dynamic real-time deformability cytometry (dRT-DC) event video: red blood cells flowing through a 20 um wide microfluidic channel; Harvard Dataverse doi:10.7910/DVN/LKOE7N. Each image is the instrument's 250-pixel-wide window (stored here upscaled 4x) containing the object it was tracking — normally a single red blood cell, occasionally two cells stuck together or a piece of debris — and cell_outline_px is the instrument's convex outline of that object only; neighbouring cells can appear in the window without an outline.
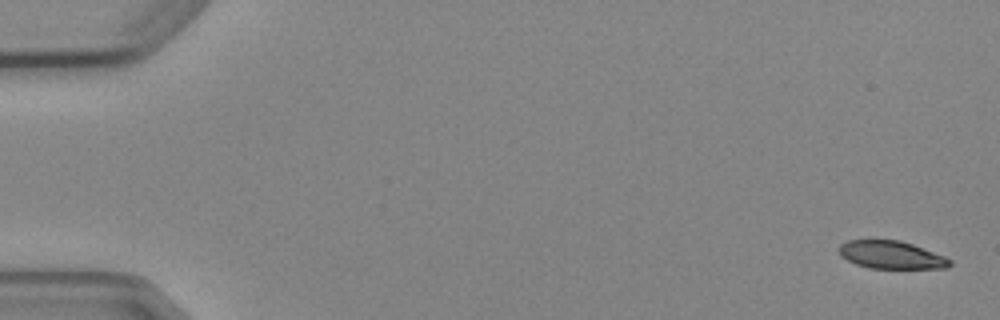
{"species": "Egyptian fruit bat (a non-hibernating species)", "species_latin": "Rousettus aegyptiacus", "temperature_condition": "cold", "stored_images_in_passage": 6, "camera_frame_rate_fps": 3000, "um_per_image_px": 0.085, "animal": {"sex": "female"}, "frame": {"image": 1, "passage_image": 1, "time_ms": 0.0, "image_size_px": [1000, 320], "cell_outline_px": [[952, 264], [948, 268], [868, 268], [856, 264], [840, 256], [840, 244], [848, 240], [900, 240], [912, 244], [944, 256], [952, 260]], "centroid_in_image_um": [75.77, 21.67], "position_along_channel_um": 9.2, "area_um2": 17.86}}
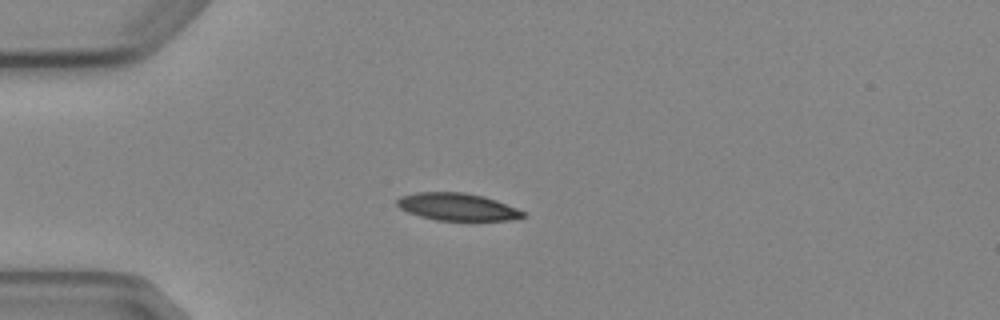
{"frame": {"image": 2, "passage_image": 4, "time_ms": 4.333, "image_size_px": [1000, 320], "cell_outline_px": [[528, 216], [512, 220], [436, 220], [420, 216], [408, 212], [400, 208], [396, 204], [396, 200], [400, 196], [416, 192], [464, 192], [484, 196], [496, 200], [528, 212]], "centroid_in_image_um": [38.91, 17.58], "position_along_channel_um": 46.1, "area_um2": 20.29}}
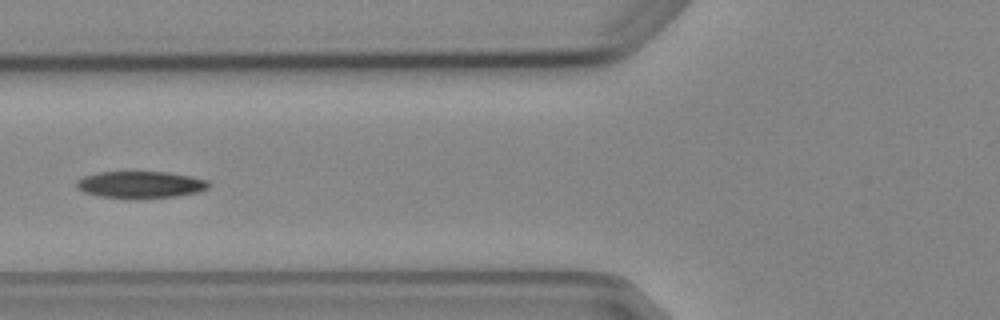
{"frame": {"image": 3, "passage_image": 6, "time_ms": 6.667, "image_size_px": [1000, 320], "cell_outline_px": [[212, 184], [208, 188], [196, 192], [176, 196], [136, 200], [128, 200], [100, 196], [84, 192], [76, 188], [76, 180], [84, 176], [100, 172], [168, 172], [192, 176], [208, 180]], "centroid_in_image_um": [11.94, 15.71], "position_along_channel_um": 113.9, "area_um2": 21.21}}